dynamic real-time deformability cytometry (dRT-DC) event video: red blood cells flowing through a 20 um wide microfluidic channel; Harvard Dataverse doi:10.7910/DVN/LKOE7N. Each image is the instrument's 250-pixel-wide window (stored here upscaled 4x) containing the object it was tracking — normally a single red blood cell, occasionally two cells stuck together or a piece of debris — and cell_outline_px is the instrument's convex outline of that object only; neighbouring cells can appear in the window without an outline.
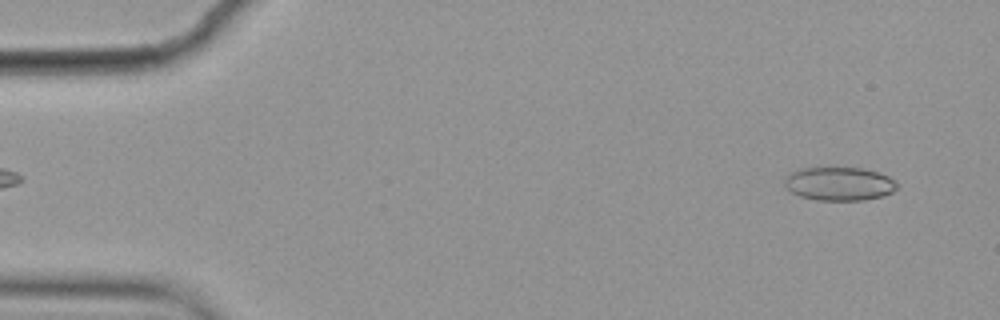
{"species": "common noctule bat (a hibernating species)", "species_latin": "Nyctalus noctula", "temperature_condition": "cold", "stored_images_in_passage": 4, "camera_frame_rate_fps": 3000, "um_per_image_px": 0.085, "animal": {"sex": "female", "body_mass_g": 19.9}, "frame": {"image": 1, "passage_image": 1, "time_ms": 0.0, "image_size_px": [1000, 320], "cell_outline_px": [[900, 184], [892, 192], [884, 196], [864, 200], [816, 200], [800, 196], [792, 192], [784, 184], [784, 180], [792, 172], [800, 168], [864, 168], [888, 176], [896, 180]], "centroid_in_image_um": [71.38, 15.63], "position_along_channel_um": 13.6, "area_um2": 21.96}}